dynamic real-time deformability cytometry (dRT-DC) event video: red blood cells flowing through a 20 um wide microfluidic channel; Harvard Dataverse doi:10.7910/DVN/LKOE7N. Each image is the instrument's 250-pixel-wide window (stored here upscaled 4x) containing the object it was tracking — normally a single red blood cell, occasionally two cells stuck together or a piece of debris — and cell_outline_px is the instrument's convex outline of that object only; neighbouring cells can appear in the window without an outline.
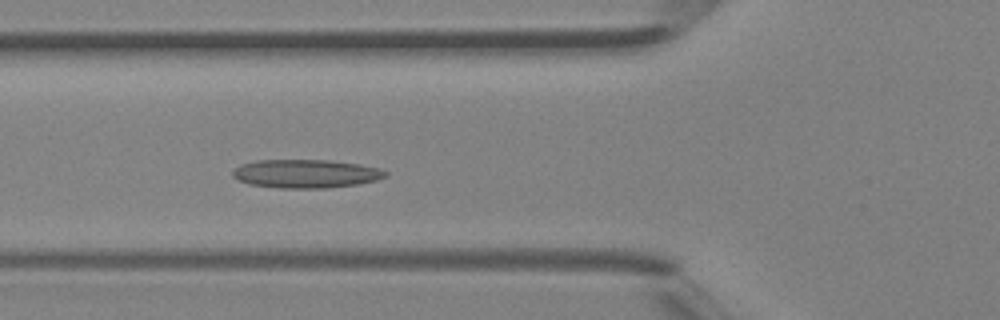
{"species": "Egyptian fruit bat (a non-hibernating species)", "species_latin": "Rousettus aegyptiacus", "temperature_condition": "room temperature", "stored_images_in_passage": 33, "camera_frame_rate_fps": 3000, "um_per_image_px": 0.085, "animal": {"sex": "female"}, "frame": {"image": 1, "passage_image": 12, "time_ms": 3.667, "image_size_px": [1000, 320], "cell_outline_px": [[388, 176], [376, 180], [356, 184], [324, 188], [280, 188], [248, 184], [232, 176], [232, 172], [240, 164], [256, 160], [328, 160], [360, 164], [380, 168], [388, 172]], "centroid_in_image_um": [26.0, 14.76], "position_along_channel_um": 99.8, "area_um2": 25.37}}
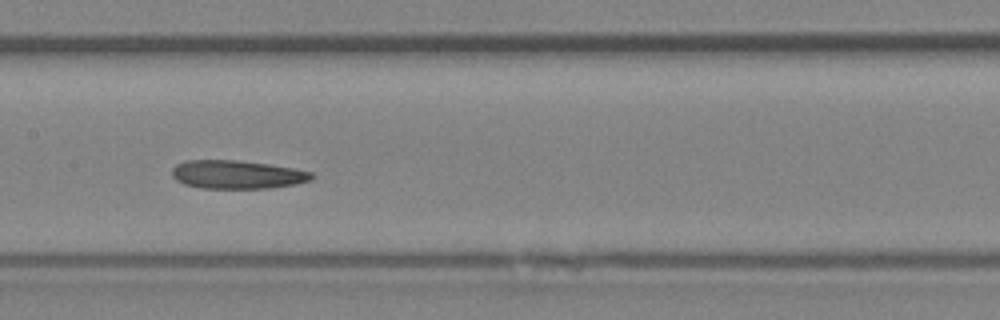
{"frame": {"image": 2, "passage_image": 18, "time_ms": 5.667, "image_size_px": [1000, 320], "cell_outline_px": [[316, 176], [312, 180], [296, 184], [268, 188], [200, 188], [184, 184], [176, 180], [172, 176], [172, 168], [176, 164], [184, 160], [236, 160], [268, 164], [296, 168], [312, 172]], "centroid_in_image_um": [20.17, 14.83], "position_along_channel_um": 187.2, "area_um2": 23.35}}
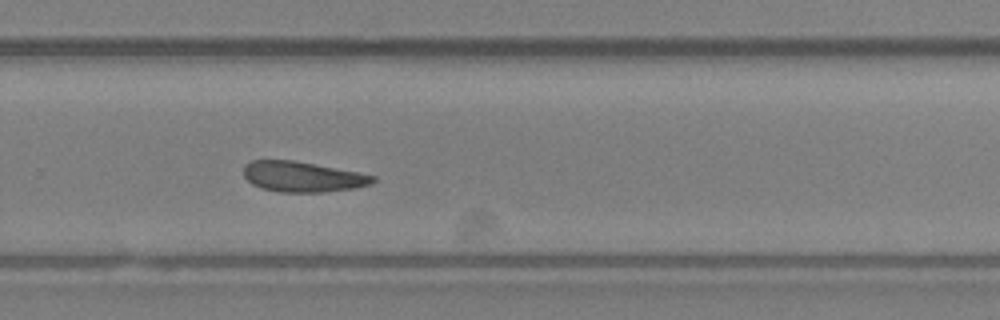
{"frame": {"image": 3, "passage_image": 26, "time_ms": 8.333, "image_size_px": [1000, 320], "cell_outline_px": [[376, 180], [372, 184], [356, 188], [324, 192], [280, 192], [260, 188], [252, 184], [244, 176], [244, 164], [252, 160], [292, 160], [360, 172], [376, 176]], "centroid_in_image_um": [25.74, 15.02], "position_along_channel_um": 304.1, "area_um2": 23.06}, "authors_computed_cell_mechanics": {"area_um2": 23.698, "velocity_mm_per_s": 4.3861, "shape_relaxation_time_tau1_ms": null, "shape_relaxation_time_tau2_ms": 6.369, "deformation_change_tau1": null, "deformation_change_tau2": 0.1371}}